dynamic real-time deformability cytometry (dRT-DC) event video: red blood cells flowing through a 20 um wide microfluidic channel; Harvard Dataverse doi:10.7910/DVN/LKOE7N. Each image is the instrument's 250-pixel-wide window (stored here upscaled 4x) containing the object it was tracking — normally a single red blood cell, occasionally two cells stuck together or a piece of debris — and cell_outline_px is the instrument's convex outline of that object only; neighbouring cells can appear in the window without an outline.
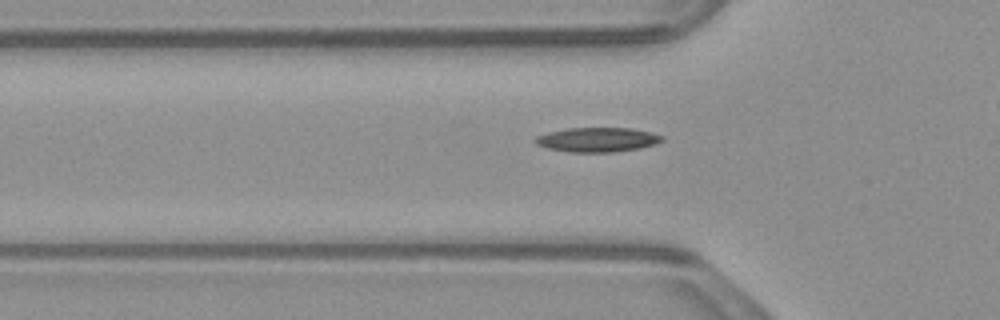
{"species": "common noctule bat (a hibernating species)", "species_latin": "Nyctalus noctula", "temperature_condition": "warm", "stored_images_in_passage": 29, "camera_frame_rate_fps": 3000, "um_per_image_px": 0.085, "animal": {"sex": "male", "body_mass_g": 23.1, "forearm_length_mm": 52.7}, "frame": {"image": 1, "passage_image": 3, "time_ms": 0.667, "image_size_px": [1000, 320], "cell_outline_px": [[664, 140], [656, 144], [640, 148], [612, 152], [568, 152], [548, 148], [536, 144], [532, 140], [536, 136], [548, 132], [568, 128], [632, 128], [652, 132], [664, 136]], "centroid_in_image_um": [50.79, 11.87], "position_along_channel_um": 75.0, "area_um2": 18.21}}
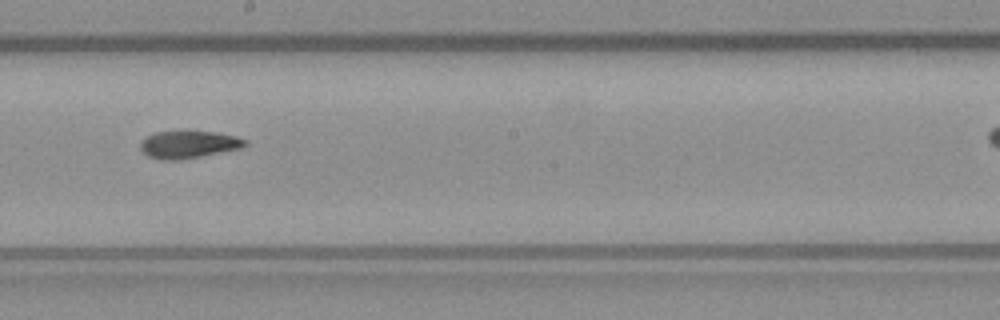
{"frame": {"image": 2, "passage_image": 15, "time_ms": 4.667, "image_size_px": [1000, 320], "cell_outline_px": [[248, 144], [240, 148], [180, 160], [164, 160], [148, 156], [140, 148], [140, 144], [148, 136], [156, 132], [184, 128], [188, 128], [216, 132], [236, 136], [248, 140]], "centroid_in_image_um": [16.05, 12.22], "position_along_channel_um": 232.2, "area_um2": 17.28}}
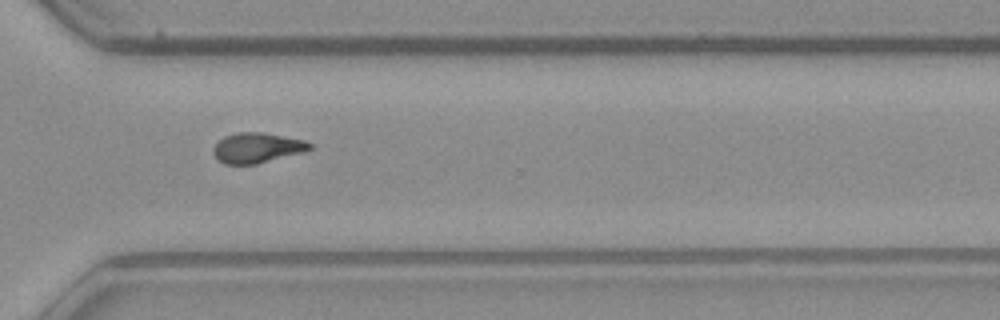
{"frame": {"image": 3, "passage_image": 24, "time_ms": 7.667, "image_size_px": [1000, 320], "cell_outline_px": [[312, 148], [300, 152], [256, 164], [224, 164], [212, 152], [212, 148], [224, 136], [236, 132], [264, 132], [304, 140], [312, 144]], "centroid_in_image_um": [21.82, 12.55], "position_along_channel_um": 348.8, "area_um2": 16.7}}